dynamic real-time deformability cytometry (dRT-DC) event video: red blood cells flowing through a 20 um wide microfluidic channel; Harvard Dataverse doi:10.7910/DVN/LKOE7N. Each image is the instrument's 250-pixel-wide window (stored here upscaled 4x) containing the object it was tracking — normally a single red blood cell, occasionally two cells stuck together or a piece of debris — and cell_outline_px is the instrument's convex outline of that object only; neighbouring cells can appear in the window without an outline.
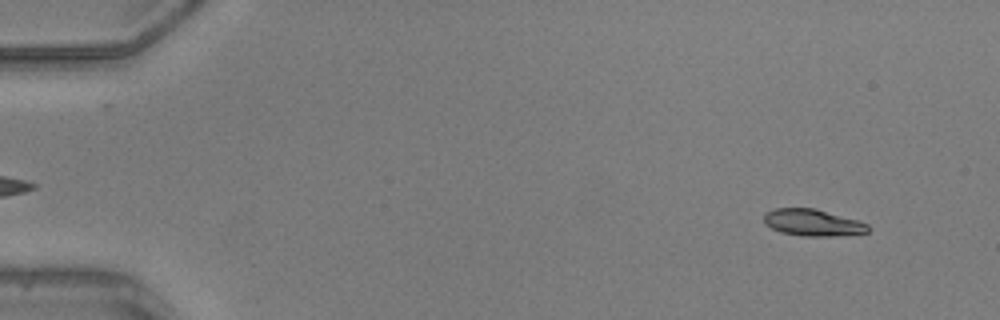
{"species": "common noctule bat (a hibernating species)", "species_latin": "Nyctalus noctula", "temperature_condition": "warm", "stored_images_in_passage": 49, "camera_frame_rate_fps": 3000, "um_per_image_px": 0.085, "animal": {"sex": "male", "body_mass_g": 20.5, "forearm_length_mm": 52.5}, "frame": {"image": 1, "passage_image": 4, "time_ms": 1.0, "image_size_px": [1000, 320], "cell_outline_px": [[872, 228], [868, 232], [832, 236], [804, 236], [780, 232], [764, 224], [764, 212], [776, 208], [816, 208], [860, 220], [868, 224]], "centroid_in_image_um": [69.1, 18.91], "position_along_channel_um": 15.9, "area_um2": 16.47}}
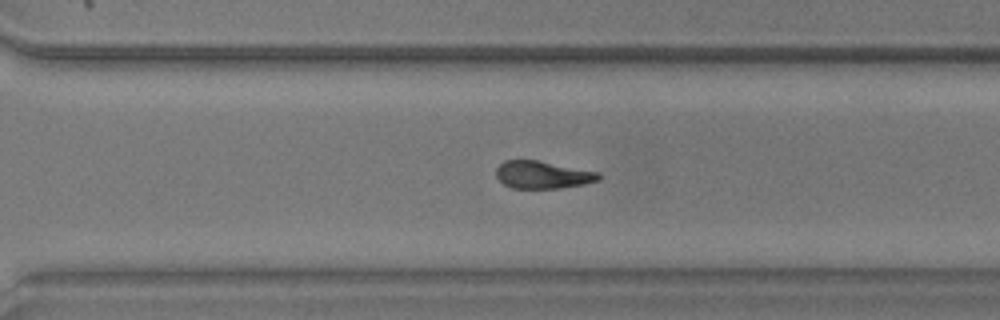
{"frame": {"image": 2, "passage_image": 35, "time_ms": 11.333, "image_size_px": [1000, 320], "cell_outline_px": [[600, 180], [584, 184], [556, 188], [512, 188], [504, 184], [496, 176], [496, 168], [504, 160], [536, 160], [600, 172]], "centroid_in_image_um": [46.12, 14.85], "position_along_channel_um": 324.5, "area_um2": 16.36}}
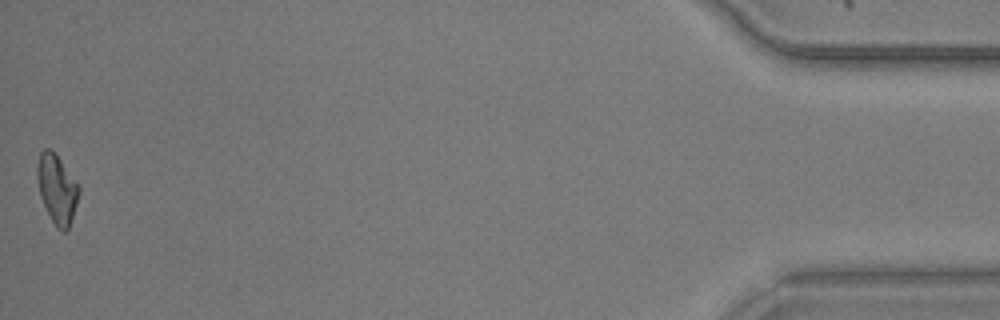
{"frame": {"image": 3, "passage_image": 49, "time_ms": 16.0, "image_size_px": [1000, 320], "cell_outline_px": [[80, 192], [68, 228], [64, 232], [56, 228], [40, 196], [36, 176], [36, 164], [40, 152], [44, 148], [48, 148], [60, 160], [80, 184]], "centroid_in_image_um": [4.83, 16.04], "position_along_channel_um": 430.4, "area_um2": 16.65}, "authors_computed_cell_mechanics": {"area_um2": 16.9354, "velocity_mm_per_s": 4.1726, "shape_relaxation_time_tau1_ms": 2.2454, "shape_relaxation_time_tau2_ms": 2.6543, "deformation_change_tau1": 0.1124, "deformation_change_tau2": 0.1055}}